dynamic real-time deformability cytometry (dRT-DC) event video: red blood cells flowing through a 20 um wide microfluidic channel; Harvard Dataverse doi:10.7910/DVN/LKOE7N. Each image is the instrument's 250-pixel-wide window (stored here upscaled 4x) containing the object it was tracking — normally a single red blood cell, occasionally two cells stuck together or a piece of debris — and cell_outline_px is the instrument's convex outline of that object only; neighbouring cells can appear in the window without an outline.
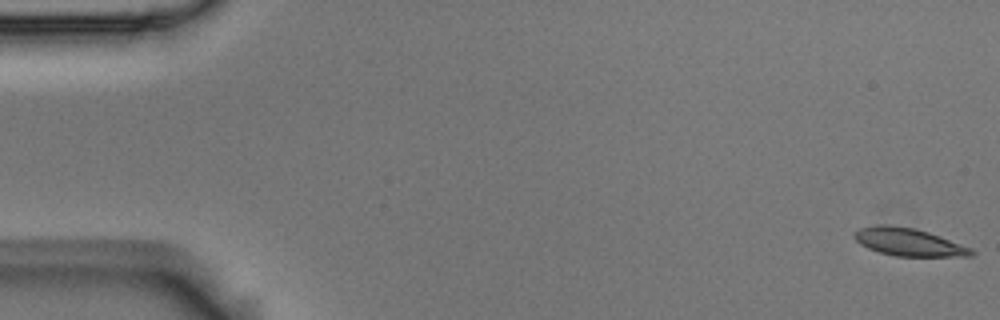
{"species": "Egyptian fruit bat (a non-hibernating species)", "species_latin": "Rousettus aegyptiacus", "temperature_condition": "room temperature", "stored_images_in_passage": 5, "camera_frame_rate_fps": 3000, "um_per_image_px": 0.085, "animal": {"sex": "male"}, "frame": {"image": 1, "passage_image": 1, "time_ms": 0.0, "image_size_px": [1000, 320], "cell_outline_px": [[976, 252], [972, 256], [896, 256], [880, 252], [868, 248], [860, 244], [852, 236], [852, 232], [860, 228], [876, 224], [888, 224], [916, 228], [940, 236], [972, 248]], "centroid_in_image_um": [77.21, 20.56], "position_along_channel_um": 7.8, "area_um2": 19.07}}
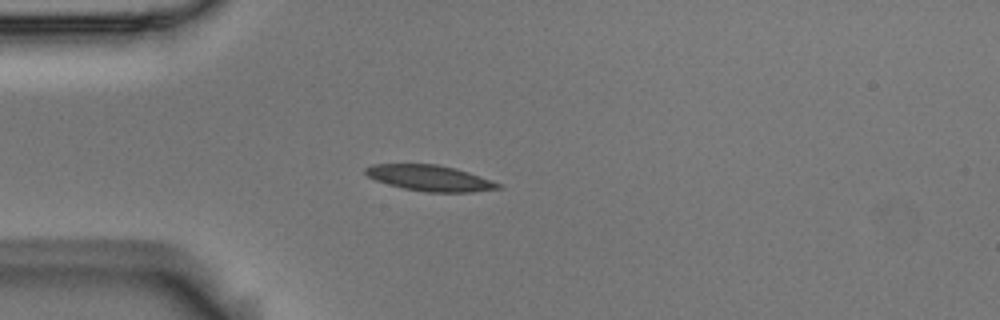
{"frame": {"image": 2, "passage_image": 4, "time_ms": 1.0, "image_size_px": [1000, 320], "cell_outline_px": [[504, 188], [472, 192], [424, 192], [404, 188], [388, 184], [376, 180], [368, 176], [364, 172], [364, 168], [372, 164], [436, 164], [456, 168], [492, 180], [500, 184]], "centroid_in_image_um": [36.55, 15.13], "position_along_channel_um": 48.5, "area_um2": 20.0}}